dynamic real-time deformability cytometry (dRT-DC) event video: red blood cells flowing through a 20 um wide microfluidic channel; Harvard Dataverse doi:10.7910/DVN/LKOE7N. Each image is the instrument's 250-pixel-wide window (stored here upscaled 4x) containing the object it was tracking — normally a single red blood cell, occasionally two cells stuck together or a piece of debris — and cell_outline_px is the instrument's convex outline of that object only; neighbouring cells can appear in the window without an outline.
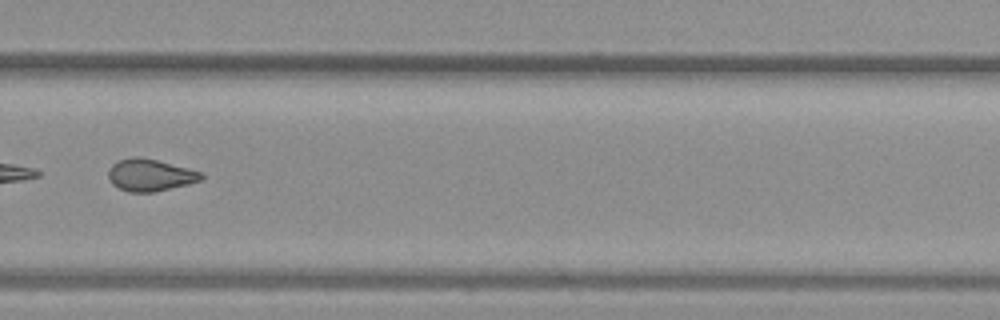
{"species": "common noctule bat (a hibernating species)", "species_latin": "Nyctalus noctula", "temperature_condition": "warm", "stored_images_in_passage": 46, "camera_frame_rate_fps": 3000, "um_per_image_px": 0.085, "animal": {"sex": "female", "body_mass_g": 19.3, "forearm_length_mm": 54.1}, "frame": {"image": 1, "passage_image": 33, "time_ms": 10.667, "image_size_px": [1000, 320], "cell_outline_px": [[204, 176], [200, 180], [188, 184], [156, 192], [128, 192], [112, 184], [108, 176], [108, 168], [112, 164], [120, 160], [132, 156], [136, 156], [156, 160], [188, 168], [200, 172]], "centroid_in_image_um": [12.73, 14.88], "position_along_channel_um": 317.1, "area_um2": 17.28}}